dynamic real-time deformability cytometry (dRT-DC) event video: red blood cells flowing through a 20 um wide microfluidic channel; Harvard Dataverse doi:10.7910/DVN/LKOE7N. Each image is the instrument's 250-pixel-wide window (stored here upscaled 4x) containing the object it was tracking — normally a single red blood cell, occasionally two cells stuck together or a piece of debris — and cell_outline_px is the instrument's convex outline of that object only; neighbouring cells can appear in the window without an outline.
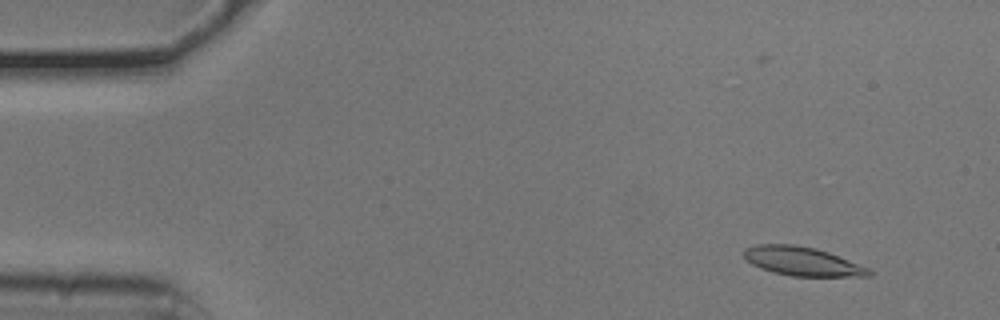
{"species": "common noctule bat (a hibernating species)", "species_latin": "Nyctalus noctula", "temperature_condition": "cold", "stored_images_in_passage": 54, "camera_frame_rate_fps": 3000, "um_per_image_px": 0.085, "animal": {"sex": "male", "body_mass_g": 20.5, "forearm_length_mm": 52.5}, "frame": {"image": 1, "passage_image": 5, "time_ms": 1.333, "image_size_px": [1000, 320], "cell_outline_px": [[872, 276], [792, 276], [772, 272], [760, 268], [752, 264], [740, 252], [744, 248], [756, 244], [796, 244], [816, 248], [828, 252], [868, 268], [872, 272]], "centroid_in_image_um": [68.13, 22.2], "position_along_channel_um": 16.9, "area_um2": 21.04}}
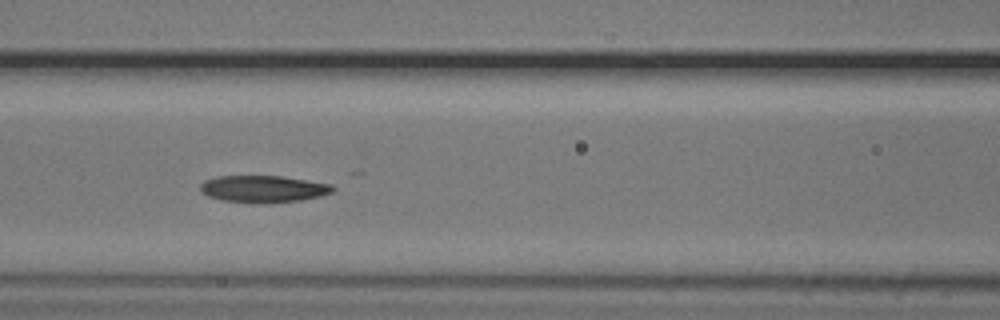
{"frame": {"image": 2, "passage_image": 23, "time_ms": 7.333, "image_size_px": [1000, 320], "cell_outline_px": [[336, 188], [332, 192], [320, 196], [300, 200], [268, 204], [252, 204], [224, 200], [208, 196], [200, 192], [200, 184], [204, 180], [216, 176], [284, 176], [332, 184]], "centroid_in_image_um": [22.38, 16.06], "position_along_channel_um": 144.2, "area_um2": 21.21}}
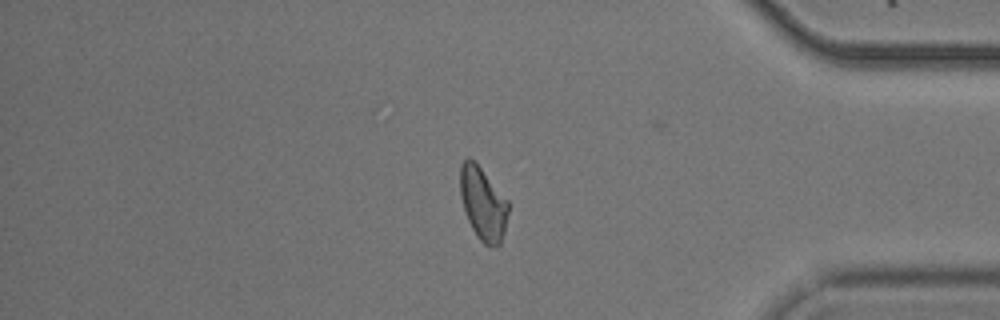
{"frame": {"image": 3, "passage_image": 45, "time_ms": 14.667, "image_size_px": [1000, 320], "cell_outline_px": [[508, 212], [504, 232], [500, 244], [496, 248], [488, 248], [476, 236], [464, 212], [460, 196], [460, 164], [468, 156], [480, 168], [508, 200]], "centroid_in_image_um": [41.04, 17.36], "position_along_channel_um": 394.2, "area_um2": 20.52}, "authors_computed_cell_mechanics": {"area_um2": 20.8369, "velocity_mm_per_s": 3.7743, "shape_relaxation_time_tau1_ms": null, "shape_relaxation_time_tau2_ms": 8.2443, "deformation_change_tau1": null, "deformation_change_tau2": 0.1754}}